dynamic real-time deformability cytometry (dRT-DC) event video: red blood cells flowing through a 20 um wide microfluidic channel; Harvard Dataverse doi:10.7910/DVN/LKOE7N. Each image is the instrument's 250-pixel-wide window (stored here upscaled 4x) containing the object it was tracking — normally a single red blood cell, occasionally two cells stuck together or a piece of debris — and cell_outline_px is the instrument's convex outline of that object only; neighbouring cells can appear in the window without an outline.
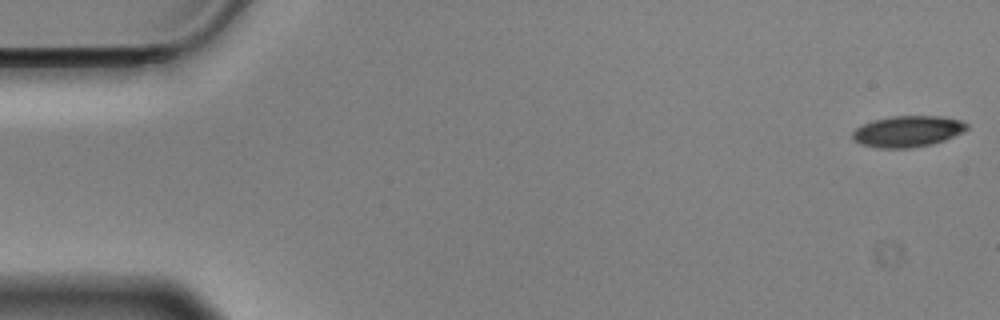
{"species": "Egyptian fruit bat (a non-hibernating species)", "species_latin": "Rousettus aegyptiacus", "temperature_condition": "cold", "stored_images_in_passage": 57, "camera_frame_rate_fps": 3000, "um_per_image_px": 0.085, "animal": {"sex": "male"}, "frame": {"image": 1, "passage_image": 1, "time_ms": 0.0, "image_size_px": [1000, 320], "cell_outline_px": [[968, 128], [964, 132], [944, 140], [932, 144], [912, 148], [876, 148], [860, 144], [852, 140], [852, 132], [856, 128], [864, 124], [876, 120], [892, 116], [944, 116], [960, 120], [968, 124]], "centroid_in_image_um": [77.16, 11.17], "position_along_channel_um": 7.8, "area_um2": 20.87}}
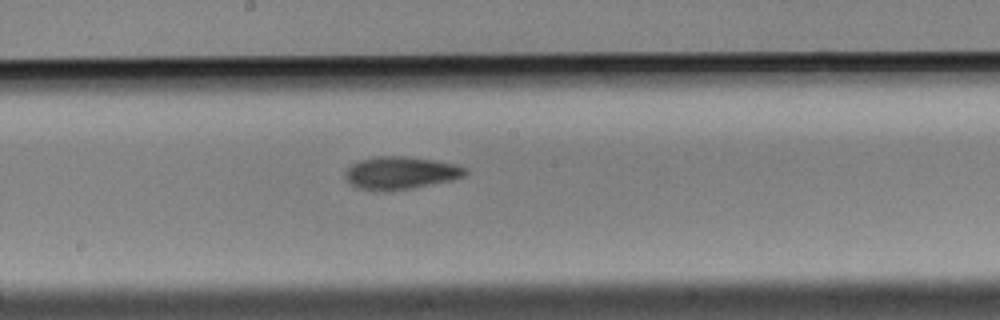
{"frame": {"image": 2, "passage_image": 30, "time_ms": 9.667, "image_size_px": [1000, 320], "cell_outline_px": [[468, 172], [464, 176], [452, 180], [412, 188], [380, 192], [356, 188], [344, 180], [344, 172], [352, 164], [360, 160], [376, 156], [404, 156], [436, 160], [456, 164], [468, 168]], "centroid_in_image_um": [34.03, 14.7], "position_along_channel_um": 214.2, "area_um2": 23.24}}
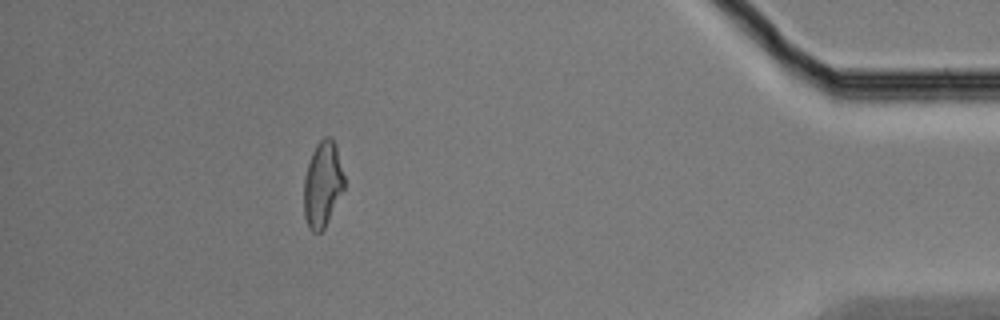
{"frame": {"image": 3, "passage_image": 51, "time_ms": 16.667, "image_size_px": [1000, 320], "cell_outline_px": [[344, 188], [324, 228], [320, 232], [312, 232], [308, 228], [304, 216], [304, 176], [312, 152], [316, 144], [324, 136], [332, 136], [336, 144], [344, 176]], "centroid_in_image_um": [27.41, 15.63], "position_along_channel_um": 407.8, "area_um2": 20.17}, "authors_computed_cell_mechanics": {"area_um2": 21.3282, "velocity_mm_per_s": 3.5187, "shape_relaxation_time_tau1_ms": 4.6081, "shape_relaxation_time_tau2_ms": 4.925, "deformation_change_tau1": 0.1369, "deformation_change_tau2": 0.1196}}